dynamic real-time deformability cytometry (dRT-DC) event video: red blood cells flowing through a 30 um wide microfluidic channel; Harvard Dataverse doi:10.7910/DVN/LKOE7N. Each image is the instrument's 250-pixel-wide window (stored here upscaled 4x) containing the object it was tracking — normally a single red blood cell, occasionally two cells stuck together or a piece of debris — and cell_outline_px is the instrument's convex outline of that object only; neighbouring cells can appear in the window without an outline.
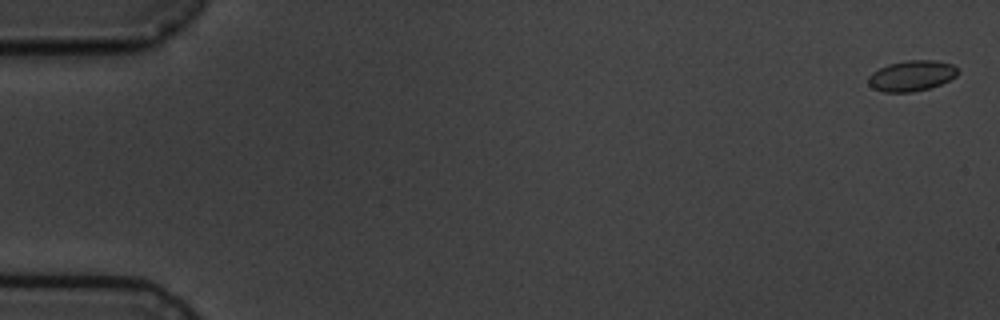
{"species": "common noctule bat (a hibernating species)", "species_latin": "Nyctalus noctula", "temperature_condition": "cold", "stored_images_in_passage": 10, "camera_frame_rate_fps": 3000, "um_per_image_px": 0.085, "animal": {"sex": "male", "body_mass_g": 19.5, "forearm_length_mm": 54.6}, "frame": {"image": 1, "passage_image": 1, "time_ms": 0.0, "image_size_px": [1000, 320], "cell_outline_px": [[960, 72], [956, 76], [940, 84], [928, 88], [912, 92], [884, 92], [872, 88], [868, 84], [868, 76], [872, 72], [888, 64], [908, 60], [936, 60], [952, 64]], "centroid_in_image_um": [77.47, 6.44], "position_along_channel_um": 7.5, "area_um2": 15.95}}
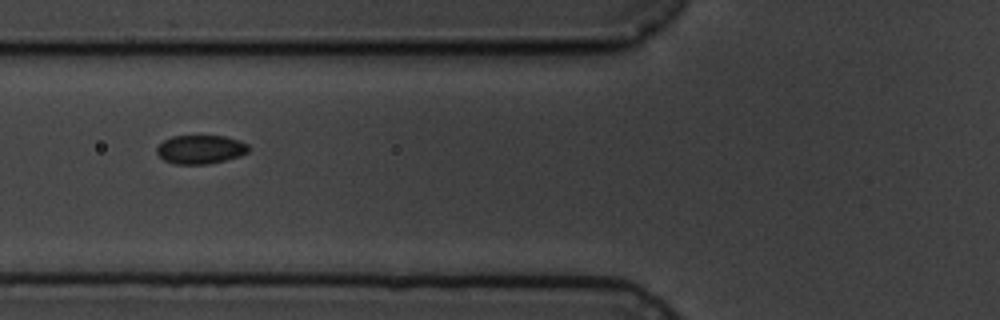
{"frame": {"image": 2, "passage_image": 7, "time_ms": 7.0, "image_size_px": [1000, 320], "cell_outline_px": [[248, 152], [240, 156], [208, 164], [176, 164], [164, 160], [156, 152], [156, 148], [164, 140], [172, 136], [224, 136], [240, 140], [248, 144]], "centroid_in_image_um": [17.04, 12.7], "position_along_channel_um": 108.8, "area_um2": 15.32}}
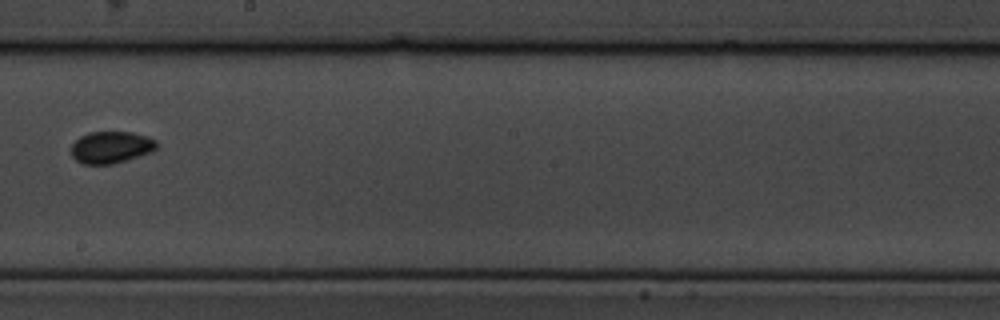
{"frame": {"image": 3, "passage_image": 10, "time_ms": 10.667, "image_size_px": [1000, 320], "cell_outline_px": [[156, 148], [152, 152], [112, 164], [84, 164], [76, 160], [72, 156], [72, 144], [80, 136], [88, 132], [132, 132], [148, 136], [156, 140]], "centroid_in_image_um": [9.44, 12.51], "position_along_channel_um": 238.8, "area_um2": 15.84}}